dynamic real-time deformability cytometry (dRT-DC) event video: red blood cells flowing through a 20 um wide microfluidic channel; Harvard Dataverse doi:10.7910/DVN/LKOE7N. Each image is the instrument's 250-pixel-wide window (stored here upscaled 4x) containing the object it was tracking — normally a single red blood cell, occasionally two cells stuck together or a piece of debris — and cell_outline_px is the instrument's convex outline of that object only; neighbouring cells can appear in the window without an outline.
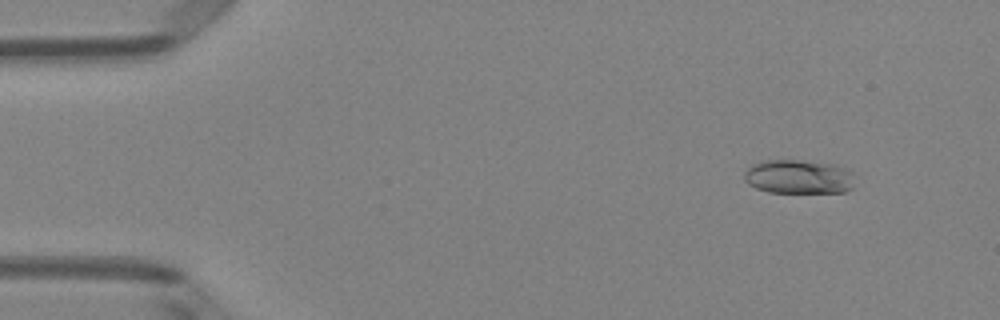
{"species": "Egyptian fruit bat (a non-hibernating species)", "species_latin": "Rousettus aegyptiacus", "temperature_condition": "room temperature", "stored_images_in_passage": 4, "camera_frame_rate_fps": 3000, "um_per_image_px": 0.085, "animal": {"sex": "female"}, "frame": {"image": 1, "passage_image": 2, "time_ms": 0.333, "image_size_px": [1000, 320], "cell_outline_px": [[852, 188], [844, 192], [768, 192], [756, 188], [748, 184], [744, 180], [744, 172], [752, 164], [764, 160], [796, 160], [832, 164], [848, 168], [852, 172]], "centroid_in_image_um": [67.85, 15.02], "position_along_channel_um": 17.1, "area_um2": 21.91}}